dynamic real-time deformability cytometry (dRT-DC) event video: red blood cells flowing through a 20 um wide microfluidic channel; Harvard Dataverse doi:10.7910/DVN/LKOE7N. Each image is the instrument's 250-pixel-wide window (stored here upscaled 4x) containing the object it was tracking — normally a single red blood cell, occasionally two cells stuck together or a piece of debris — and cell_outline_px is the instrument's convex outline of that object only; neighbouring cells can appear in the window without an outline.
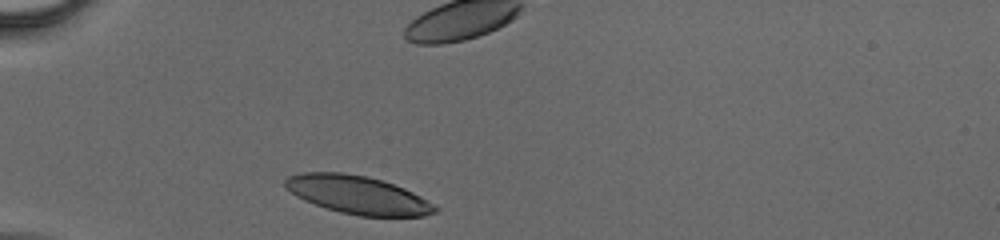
{"species": "human", "species_latin": "Homo sapiens", "temperature_condition": "cold", "stored_images_in_passage": 27, "camera_frame_rate_fps": 3000, "um_per_image_px": 0.085, "donor": {"sex": "male"}, "frame": {"image": 1, "passage_image": 1, "time_ms": 0.0, "image_size_px": [1000, 240], "cell_outline_px": [[440, 208], [436, 212], [424, 216], [360, 216], [340, 212], [304, 200], [296, 196], [284, 188], [284, 180], [288, 176], [300, 172], [340, 172], [368, 176], [404, 188], [420, 196]], "centroid_in_image_um": [30.38, 16.55], "position_along_channel_um": 54.6, "area_um2": 33.23}}